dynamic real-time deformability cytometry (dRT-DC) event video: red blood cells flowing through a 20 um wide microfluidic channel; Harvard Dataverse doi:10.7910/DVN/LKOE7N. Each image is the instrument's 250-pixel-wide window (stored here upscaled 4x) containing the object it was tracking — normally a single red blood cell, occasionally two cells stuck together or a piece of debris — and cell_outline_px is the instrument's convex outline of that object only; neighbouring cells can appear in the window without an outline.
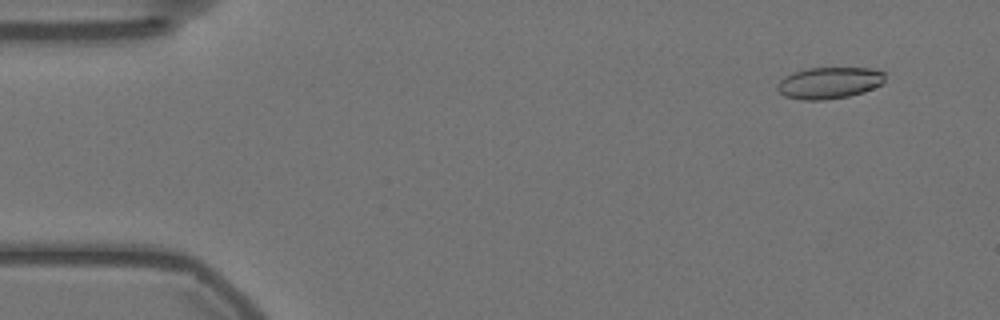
{"species": "Egyptian fruit bat (a non-hibernating species)", "species_latin": "Rousettus aegyptiacus", "temperature_condition": "warm", "stored_images_in_passage": 37, "camera_frame_rate_fps": 3000, "um_per_image_px": 0.085, "animal": {"sex": "female"}, "frame": {"image": 1, "passage_image": 5, "time_ms": 1.333, "image_size_px": [1000, 320], "cell_outline_px": [[884, 84], [864, 92], [848, 96], [824, 100], [800, 100], [784, 96], [776, 88], [776, 84], [784, 76], [792, 72], [808, 68], [872, 68], [884, 72]], "centroid_in_image_um": [70.47, 7.04], "position_along_channel_um": 14.5, "area_um2": 20.06}}
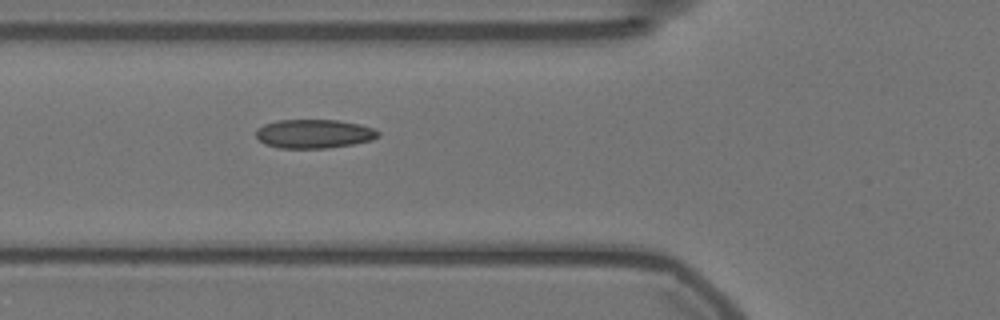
{"frame": {"image": 2, "passage_image": 21, "time_ms": 6.667, "image_size_px": [1000, 320], "cell_outline_px": [[380, 136], [372, 140], [352, 144], [328, 148], [280, 148], [264, 144], [256, 136], [256, 128], [264, 124], [276, 120], [340, 120], [360, 124], [376, 128], [380, 132]], "centroid_in_image_um": [26.71, 11.36], "position_along_channel_um": 99.1, "area_um2": 20.81}}
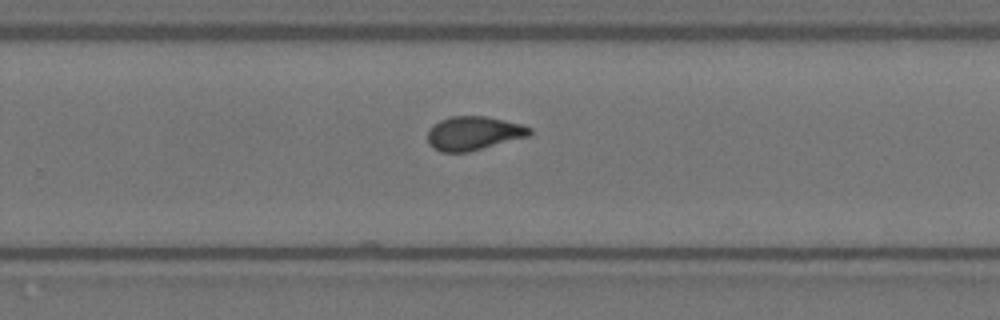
{"frame": {"image": 3, "passage_image": 37, "time_ms": 12.0, "image_size_px": [1000, 320], "cell_outline_px": [[532, 132], [528, 136], [468, 152], [440, 152], [432, 148], [428, 144], [428, 128], [432, 124], [440, 120], [452, 116], [484, 116], [504, 120], [520, 124], [532, 128]], "centroid_in_image_um": [40.2, 11.33], "position_along_channel_um": 289.6, "area_um2": 20.11}}